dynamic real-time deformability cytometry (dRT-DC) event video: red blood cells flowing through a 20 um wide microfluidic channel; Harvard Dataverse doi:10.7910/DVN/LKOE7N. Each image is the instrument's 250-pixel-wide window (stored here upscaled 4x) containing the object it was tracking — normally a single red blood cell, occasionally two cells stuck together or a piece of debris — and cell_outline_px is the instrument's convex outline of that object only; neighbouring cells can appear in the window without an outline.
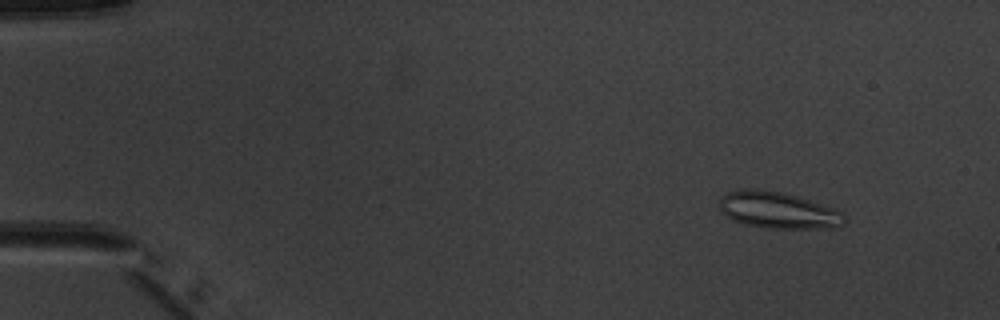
{"species": "common noctule bat (a hibernating species)", "species_latin": "Nyctalus noctula", "temperature_condition": "warm", "stored_images_in_passage": 4, "camera_frame_rate_fps": 3000, "um_per_image_px": 0.085, "animal": {"sex": "male", "body_mass_g": 20.1, "forearm_length_mm": 53.5}, "frame": {"image": 1, "passage_image": 1, "time_ms": 0.0, "image_size_px": [1000, 320], "cell_outline_px": [[844, 224], [840, 228], [768, 228], [744, 224], [732, 220], [720, 208], [720, 200], [728, 192], [740, 188], [756, 188], [784, 192], [832, 208], [840, 212], [844, 216]], "centroid_in_image_um": [66.13, 17.87], "position_along_channel_um": 18.9, "area_um2": 26.47}}
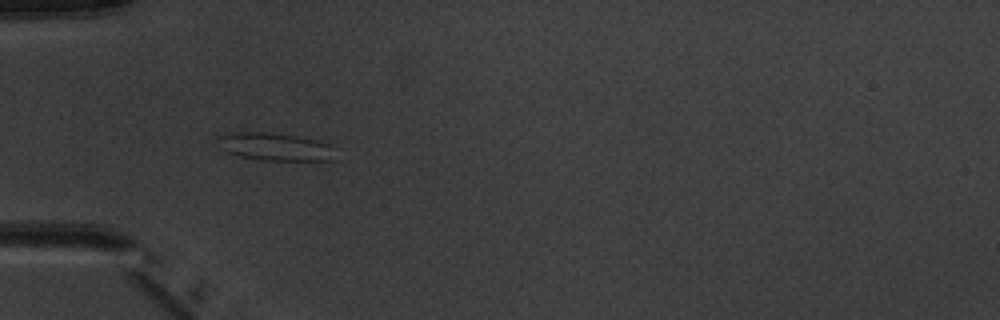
{"frame": {"image": 2, "passage_image": 4, "time_ms": 3.667, "image_size_px": [1000, 320], "cell_outline_px": [[336, 160], [260, 160], [240, 156], [228, 152], [220, 148], [216, 136], [232, 132], [264, 132], [296, 136], [316, 140], [328, 144]], "centroid_in_image_um": [23.31, 12.47], "position_along_channel_um": 61.7, "area_um2": 18.79}}